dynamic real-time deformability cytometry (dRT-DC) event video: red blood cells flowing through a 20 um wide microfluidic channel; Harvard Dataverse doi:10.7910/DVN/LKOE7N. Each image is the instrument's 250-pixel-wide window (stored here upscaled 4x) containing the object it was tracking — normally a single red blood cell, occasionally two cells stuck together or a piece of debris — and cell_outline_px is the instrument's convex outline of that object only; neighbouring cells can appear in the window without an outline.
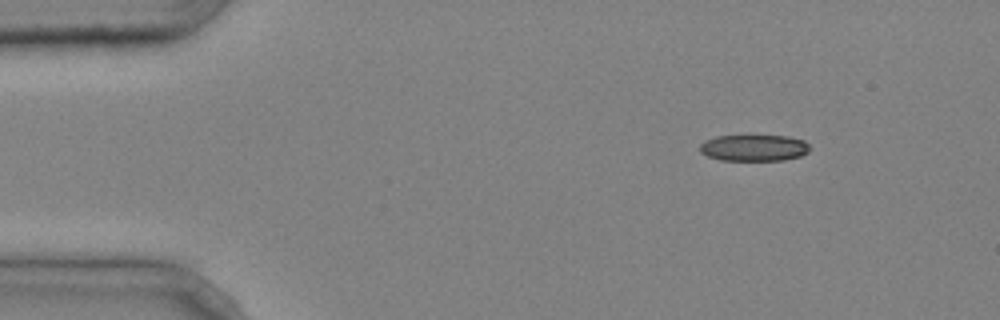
{"species": "common noctule bat (a hibernating species)", "species_latin": "Nyctalus noctula", "temperature_condition": "cold", "stored_images_in_passage": 3, "camera_frame_rate_fps": 3000, "um_per_image_px": 0.085, "animal": {"sex": "male", "body_mass_g": 20.4}, "frame": {"image": 1, "passage_image": 1, "time_ms": 0.0, "image_size_px": [1000, 320], "cell_outline_px": [[808, 152], [800, 156], [784, 160], [720, 160], [708, 156], [700, 152], [700, 144], [704, 140], [716, 136], [748, 132], [788, 136], [804, 140], [808, 144]], "centroid_in_image_um": [64.05, 12.5], "position_along_channel_um": 20.9, "area_um2": 17.92}}
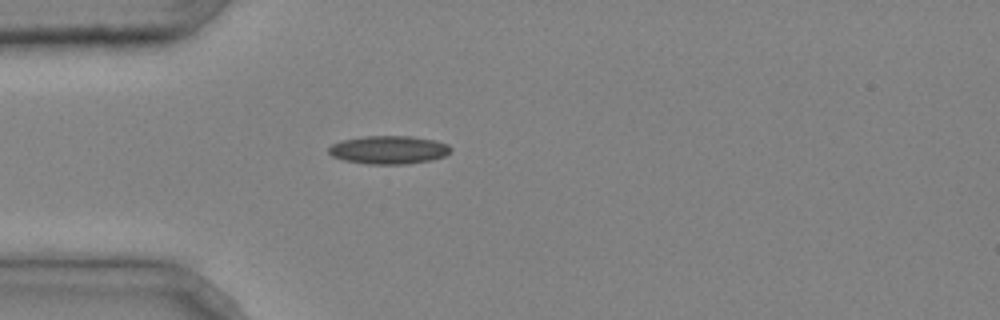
{"frame": {"image": 2, "passage_image": 3, "time_ms": 0.667, "image_size_px": [1000, 320], "cell_outline_px": [[452, 148], [444, 156], [432, 160], [408, 164], [368, 164], [344, 160], [332, 156], [328, 152], [328, 148], [332, 144], [340, 140], [364, 136], [412, 136], [436, 140], [448, 144]], "centroid_in_image_um": [33.04, 12.73], "position_along_channel_um": 52.0, "area_um2": 20.23}}